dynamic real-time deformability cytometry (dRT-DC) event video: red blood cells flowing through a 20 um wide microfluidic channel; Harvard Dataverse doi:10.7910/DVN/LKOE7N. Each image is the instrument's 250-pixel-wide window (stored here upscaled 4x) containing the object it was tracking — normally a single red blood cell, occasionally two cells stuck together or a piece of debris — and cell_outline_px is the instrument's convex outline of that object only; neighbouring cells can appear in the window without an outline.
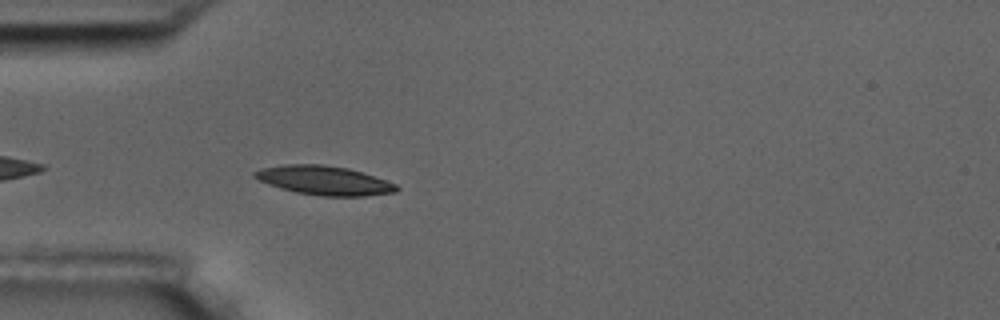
{"species": "common noctule bat (a hibernating species)", "species_latin": "Nyctalus noctula", "temperature_condition": "room temperature", "stored_images_in_passage": 5, "camera_frame_rate_fps": 3000, "um_per_image_px": 0.085, "animal": {"sex": "male", "body_mass_g": 17.5, "forearm_length_mm": 52.3}, "frame": {"image": 1, "passage_image": 5, "time_ms": 5.667, "image_size_px": [1000, 320], "cell_outline_px": [[400, 188], [396, 192], [364, 196], [320, 196], [296, 192], [280, 188], [268, 184], [252, 176], [252, 172], [260, 168], [284, 164], [320, 164], [348, 168], [396, 184]], "centroid_in_image_um": [27.51, 15.33], "position_along_channel_um": 57.5, "area_um2": 23.93}}